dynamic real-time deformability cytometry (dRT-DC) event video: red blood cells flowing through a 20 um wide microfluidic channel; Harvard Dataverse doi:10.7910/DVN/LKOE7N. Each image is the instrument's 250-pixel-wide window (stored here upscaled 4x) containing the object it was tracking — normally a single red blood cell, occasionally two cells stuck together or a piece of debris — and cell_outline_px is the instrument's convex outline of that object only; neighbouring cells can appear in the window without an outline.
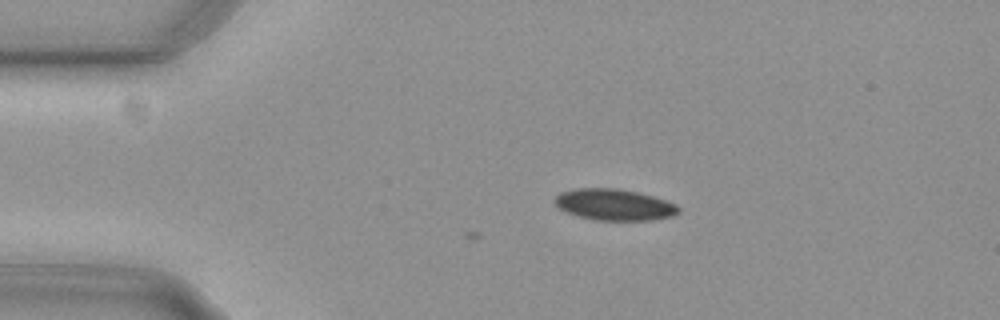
{"species": "common noctule bat (a hibernating species)", "species_latin": "Nyctalus noctula", "temperature_condition": "cold", "stored_images_in_passage": 7, "camera_frame_rate_fps": 3000, "um_per_image_px": 0.085, "animal": {"sex": "female", "body_mass_g": 29.2, "forearm_length_mm": 56.3}, "frame": {"image": 1, "passage_image": 7, "time_ms": 2.0, "image_size_px": [1000, 320], "cell_outline_px": [[680, 212], [672, 216], [652, 220], [596, 220], [580, 216], [568, 212], [560, 208], [552, 200], [560, 192], [576, 188], [620, 188], [652, 196], [676, 204], [680, 208]], "centroid_in_image_um": [52.21, 17.39], "position_along_channel_um": 32.8, "area_um2": 22.48}}